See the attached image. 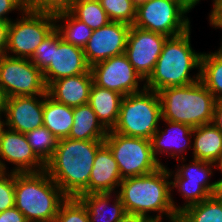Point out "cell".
<instances>
[{
	"instance_id": "obj_12",
	"label": "cell",
	"mask_w": 222,
	"mask_h": 222,
	"mask_svg": "<svg viewBox=\"0 0 222 222\" xmlns=\"http://www.w3.org/2000/svg\"><path fill=\"white\" fill-rule=\"evenodd\" d=\"M93 83L127 96L143 90L139 83L144 81L135 71L125 54L113 56L91 66Z\"/></svg>"
},
{
	"instance_id": "obj_1",
	"label": "cell",
	"mask_w": 222,
	"mask_h": 222,
	"mask_svg": "<svg viewBox=\"0 0 222 222\" xmlns=\"http://www.w3.org/2000/svg\"><path fill=\"white\" fill-rule=\"evenodd\" d=\"M104 141L74 140L58 141L45 171L67 197H78L89 185V178L97 150Z\"/></svg>"
},
{
	"instance_id": "obj_2",
	"label": "cell",
	"mask_w": 222,
	"mask_h": 222,
	"mask_svg": "<svg viewBox=\"0 0 222 222\" xmlns=\"http://www.w3.org/2000/svg\"><path fill=\"white\" fill-rule=\"evenodd\" d=\"M171 173L173 172L166 166H161L150 174L122 179L117 192L126 213L142 215L149 219L163 220V214L169 219L179 218L178 207L175 206L171 195V181L168 180ZM150 211H157L158 214L150 216Z\"/></svg>"
},
{
	"instance_id": "obj_8",
	"label": "cell",
	"mask_w": 222,
	"mask_h": 222,
	"mask_svg": "<svg viewBox=\"0 0 222 222\" xmlns=\"http://www.w3.org/2000/svg\"><path fill=\"white\" fill-rule=\"evenodd\" d=\"M188 12L179 0H148L137 6L133 26L167 37L178 36L191 29L185 16Z\"/></svg>"
},
{
	"instance_id": "obj_23",
	"label": "cell",
	"mask_w": 222,
	"mask_h": 222,
	"mask_svg": "<svg viewBox=\"0 0 222 222\" xmlns=\"http://www.w3.org/2000/svg\"><path fill=\"white\" fill-rule=\"evenodd\" d=\"M74 123L73 107L44 95L43 125L58 139L68 138Z\"/></svg>"
},
{
	"instance_id": "obj_39",
	"label": "cell",
	"mask_w": 222,
	"mask_h": 222,
	"mask_svg": "<svg viewBox=\"0 0 222 222\" xmlns=\"http://www.w3.org/2000/svg\"><path fill=\"white\" fill-rule=\"evenodd\" d=\"M211 123L222 132V100H216Z\"/></svg>"
},
{
	"instance_id": "obj_9",
	"label": "cell",
	"mask_w": 222,
	"mask_h": 222,
	"mask_svg": "<svg viewBox=\"0 0 222 222\" xmlns=\"http://www.w3.org/2000/svg\"><path fill=\"white\" fill-rule=\"evenodd\" d=\"M0 88L5 98L38 96L47 93L42 72L30 59L4 54L0 56Z\"/></svg>"
},
{
	"instance_id": "obj_44",
	"label": "cell",
	"mask_w": 222,
	"mask_h": 222,
	"mask_svg": "<svg viewBox=\"0 0 222 222\" xmlns=\"http://www.w3.org/2000/svg\"><path fill=\"white\" fill-rule=\"evenodd\" d=\"M216 195L222 200V178L217 181Z\"/></svg>"
},
{
	"instance_id": "obj_34",
	"label": "cell",
	"mask_w": 222,
	"mask_h": 222,
	"mask_svg": "<svg viewBox=\"0 0 222 222\" xmlns=\"http://www.w3.org/2000/svg\"><path fill=\"white\" fill-rule=\"evenodd\" d=\"M15 207V173L0 171V212Z\"/></svg>"
},
{
	"instance_id": "obj_5",
	"label": "cell",
	"mask_w": 222,
	"mask_h": 222,
	"mask_svg": "<svg viewBox=\"0 0 222 222\" xmlns=\"http://www.w3.org/2000/svg\"><path fill=\"white\" fill-rule=\"evenodd\" d=\"M158 94L162 119L192 128L211 123L216 99L200 80L185 86L168 87Z\"/></svg>"
},
{
	"instance_id": "obj_11",
	"label": "cell",
	"mask_w": 222,
	"mask_h": 222,
	"mask_svg": "<svg viewBox=\"0 0 222 222\" xmlns=\"http://www.w3.org/2000/svg\"><path fill=\"white\" fill-rule=\"evenodd\" d=\"M192 160L193 162L188 165L178 166L174 180H171V189L177 188L186 200L184 206H178V214L183 209L215 195L217 191V181L212 183L208 181L217 164L197 159Z\"/></svg>"
},
{
	"instance_id": "obj_22",
	"label": "cell",
	"mask_w": 222,
	"mask_h": 222,
	"mask_svg": "<svg viewBox=\"0 0 222 222\" xmlns=\"http://www.w3.org/2000/svg\"><path fill=\"white\" fill-rule=\"evenodd\" d=\"M193 159L217 163L222 155V132L212 123L193 128Z\"/></svg>"
},
{
	"instance_id": "obj_26",
	"label": "cell",
	"mask_w": 222,
	"mask_h": 222,
	"mask_svg": "<svg viewBox=\"0 0 222 222\" xmlns=\"http://www.w3.org/2000/svg\"><path fill=\"white\" fill-rule=\"evenodd\" d=\"M199 72L202 84L216 100H222V52L202 53Z\"/></svg>"
},
{
	"instance_id": "obj_7",
	"label": "cell",
	"mask_w": 222,
	"mask_h": 222,
	"mask_svg": "<svg viewBox=\"0 0 222 222\" xmlns=\"http://www.w3.org/2000/svg\"><path fill=\"white\" fill-rule=\"evenodd\" d=\"M104 143L111 150L122 179L150 174L161 167L153 156L149 139L109 130Z\"/></svg>"
},
{
	"instance_id": "obj_15",
	"label": "cell",
	"mask_w": 222,
	"mask_h": 222,
	"mask_svg": "<svg viewBox=\"0 0 222 222\" xmlns=\"http://www.w3.org/2000/svg\"><path fill=\"white\" fill-rule=\"evenodd\" d=\"M15 165L14 173L40 172L45 170V164L36 156L29 145L25 134L11 129L0 130V171H7L3 161Z\"/></svg>"
},
{
	"instance_id": "obj_24",
	"label": "cell",
	"mask_w": 222,
	"mask_h": 222,
	"mask_svg": "<svg viewBox=\"0 0 222 222\" xmlns=\"http://www.w3.org/2000/svg\"><path fill=\"white\" fill-rule=\"evenodd\" d=\"M115 195L116 199H114L112 210L106 216L105 209L111 202L109 200H111L112 193H90L79 195L77 198L85 205L89 222H118L126 214V211L118 193Z\"/></svg>"
},
{
	"instance_id": "obj_46",
	"label": "cell",
	"mask_w": 222,
	"mask_h": 222,
	"mask_svg": "<svg viewBox=\"0 0 222 222\" xmlns=\"http://www.w3.org/2000/svg\"><path fill=\"white\" fill-rule=\"evenodd\" d=\"M170 222H180L179 218H170ZM148 222H162L161 219H150Z\"/></svg>"
},
{
	"instance_id": "obj_17",
	"label": "cell",
	"mask_w": 222,
	"mask_h": 222,
	"mask_svg": "<svg viewBox=\"0 0 222 222\" xmlns=\"http://www.w3.org/2000/svg\"><path fill=\"white\" fill-rule=\"evenodd\" d=\"M43 106L44 95L5 98L4 126L23 134L43 126Z\"/></svg>"
},
{
	"instance_id": "obj_6",
	"label": "cell",
	"mask_w": 222,
	"mask_h": 222,
	"mask_svg": "<svg viewBox=\"0 0 222 222\" xmlns=\"http://www.w3.org/2000/svg\"><path fill=\"white\" fill-rule=\"evenodd\" d=\"M160 119L162 112L159 94L143 85V90L124 96L117 122L111 131L150 140L159 128Z\"/></svg>"
},
{
	"instance_id": "obj_41",
	"label": "cell",
	"mask_w": 222,
	"mask_h": 222,
	"mask_svg": "<svg viewBox=\"0 0 222 222\" xmlns=\"http://www.w3.org/2000/svg\"><path fill=\"white\" fill-rule=\"evenodd\" d=\"M150 219L132 213H126L118 222H148Z\"/></svg>"
},
{
	"instance_id": "obj_40",
	"label": "cell",
	"mask_w": 222,
	"mask_h": 222,
	"mask_svg": "<svg viewBox=\"0 0 222 222\" xmlns=\"http://www.w3.org/2000/svg\"><path fill=\"white\" fill-rule=\"evenodd\" d=\"M210 25H213L214 28H221L222 29V13L220 11L210 13L209 14ZM219 50L222 52V44Z\"/></svg>"
},
{
	"instance_id": "obj_35",
	"label": "cell",
	"mask_w": 222,
	"mask_h": 222,
	"mask_svg": "<svg viewBox=\"0 0 222 222\" xmlns=\"http://www.w3.org/2000/svg\"><path fill=\"white\" fill-rule=\"evenodd\" d=\"M52 55H53V30L37 47L30 60L41 72H43L52 62Z\"/></svg>"
},
{
	"instance_id": "obj_29",
	"label": "cell",
	"mask_w": 222,
	"mask_h": 222,
	"mask_svg": "<svg viewBox=\"0 0 222 222\" xmlns=\"http://www.w3.org/2000/svg\"><path fill=\"white\" fill-rule=\"evenodd\" d=\"M70 13L92 30H97L111 22L98 0L78 1L72 5Z\"/></svg>"
},
{
	"instance_id": "obj_10",
	"label": "cell",
	"mask_w": 222,
	"mask_h": 222,
	"mask_svg": "<svg viewBox=\"0 0 222 222\" xmlns=\"http://www.w3.org/2000/svg\"><path fill=\"white\" fill-rule=\"evenodd\" d=\"M18 21H11L8 31L6 54L13 53L14 57L30 59L37 47L55 28L53 15L22 11Z\"/></svg>"
},
{
	"instance_id": "obj_13",
	"label": "cell",
	"mask_w": 222,
	"mask_h": 222,
	"mask_svg": "<svg viewBox=\"0 0 222 222\" xmlns=\"http://www.w3.org/2000/svg\"><path fill=\"white\" fill-rule=\"evenodd\" d=\"M167 38L131 25L124 54L143 80L152 74Z\"/></svg>"
},
{
	"instance_id": "obj_37",
	"label": "cell",
	"mask_w": 222,
	"mask_h": 222,
	"mask_svg": "<svg viewBox=\"0 0 222 222\" xmlns=\"http://www.w3.org/2000/svg\"><path fill=\"white\" fill-rule=\"evenodd\" d=\"M0 222H28V220L16 207H13L0 212Z\"/></svg>"
},
{
	"instance_id": "obj_36",
	"label": "cell",
	"mask_w": 222,
	"mask_h": 222,
	"mask_svg": "<svg viewBox=\"0 0 222 222\" xmlns=\"http://www.w3.org/2000/svg\"><path fill=\"white\" fill-rule=\"evenodd\" d=\"M14 10H20V13L25 10L23 0H0V21L11 22L12 20L5 15Z\"/></svg>"
},
{
	"instance_id": "obj_31",
	"label": "cell",
	"mask_w": 222,
	"mask_h": 222,
	"mask_svg": "<svg viewBox=\"0 0 222 222\" xmlns=\"http://www.w3.org/2000/svg\"><path fill=\"white\" fill-rule=\"evenodd\" d=\"M109 19L133 25L136 19L137 6L132 0H98Z\"/></svg>"
},
{
	"instance_id": "obj_3",
	"label": "cell",
	"mask_w": 222,
	"mask_h": 222,
	"mask_svg": "<svg viewBox=\"0 0 222 222\" xmlns=\"http://www.w3.org/2000/svg\"><path fill=\"white\" fill-rule=\"evenodd\" d=\"M190 29L181 35L168 37L163 45L145 88L159 92L168 87L185 86L200 80V72L191 78L190 70L200 69L202 53L191 48Z\"/></svg>"
},
{
	"instance_id": "obj_27",
	"label": "cell",
	"mask_w": 222,
	"mask_h": 222,
	"mask_svg": "<svg viewBox=\"0 0 222 222\" xmlns=\"http://www.w3.org/2000/svg\"><path fill=\"white\" fill-rule=\"evenodd\" d=\"M55 22L66 21L64 25L55 24V29L59 32L62 40L76 47L84 49L92 36L93 30L85 23L75 18L70 12H65L54 16Z\"/></svg>"
},
{
	"instance_id": "obj_43",
	"label": "cell",
	"mask_w": 222,
	"mask_h": 222,
	"mask_svg": "<svg viewBox=\"0 0 222 222\" xmlns=\"http://www.w3.org/2000/svg\"><path fill=\"white\" fill-rule=\"evenodd\" d=\"M213 10L211 13L217 12L220 10V7L222 6V0H213Z\"/></svg>"
},
{
	"instance_id": "obj_4",
	"label": "cell",
	"mask_w": 222,
	"mask_h": 222,
	"mask_svg": "<svg viewBox=\"0 0 222 222\" xmlns=\"http://www.w3.org/2000/svg\"><path fill=\"white\" fill-rule=\"evenodd\" d=\"M67 198L45 170L15 173V207L28 222H54Z\"/></svg>"
},
{
	"instance_id": "obj_30",
	"label": "cell",
	"mask_w": 222,
	"mask_h": 222,
	"mask_svg": "<svg viewBox=\"0 0 222 222\" xmlns=\"http://www.w3.org/2000/svg\"><path fill=\"white\" fill-rule=\"evenodd\" d=\"M36 156L46 164L56 150L58 139L43 125L25 133Z\"/></svg>"
},
{
	"instance_id": "obj_19",
	"label": "cell",
	"mask_w": 222,
	"mask_h": 222,
	"mask_svg": "<svg viewBox=\"0 0 222 222\" xmlns=\"http://www.w3.org/2000/svg\"><path fill=\"white\" fill-rule=\"evenodd\" d=\"M161 120L166 122L167 127L169 128L168 129L166 128L164 131L159 130L158 128V130L151 137L150 142L154 158L161 166L164 165L157 158L158 152L159 154L166 152V154L168 153L169 155H171V157L176 158L177 161H179L181 157V159L184 161L185 158L182 152L186 150L187 144L190 145L188 146V149L192 147L191 146L192 141L190 137H192L193 135V128L187 124L171 122L164 119ZM168 151L171 152L169 153Z\"/></svg>"
},
{
	"instance_id": "obj_20",
	"label": "cell",
	"mask_w": 222,
	"mask_h": 222,
	"mask_svg": "<svg viewBox=\"0 0 222 222\" xmlns=\"http://www.w3.org/2000/svg\"><path fill=\"white\" fill-rule=\"evenodd\" d=\"M92 84V73L86 72L53 81L47 87V94L59 103L77 107L89 103Z\"/></svg>"
},
{
	"instance_id": "obj_33",
	"label": "cell",
	"mask_w": 222,
	"mask_h": 222,
	"mask_svg": "<svg viewBox=\"0 0 222 222\" xmlns=\"http://www.w3.org/2000/svg\"><path fill=\"white\" fill-rule=\"evenodd\" d=\"M26 10L56 16L70 12L72 4L70 0H23Z\"/></svg>"
},
{
	"instance_id": "obj_49",
	"label": "cell",
	"mask_w": 222,
	"mask_h": 222,
	"mask_svg": "<svg viewBox=\"0 0 222 222\" xmlns=\"http://www.w3.org/2000/svg\"><path fill=\"white\" fill-rule=\"evenodd\" d=\"M2 114H3V113H0V130H1V128L4 126V120H3V121L1 120Z\"/></svg>"
},
{
	"instance_id": "obj_50",
	"label": "cell",
	"mask_w": 222,
	"mask_h": 222,
	"mask_svg": "<svg viewBox=\"0 0 222 222\" xmlns=\"http://www.w3.org/2000/svg\"><path fill=\"white\" fill-rule=\"evenodd\" d=\"M189 11L191 10L182 0H179Z\"/></svg>"
},
{
	"instance_id": "obj_25",
	"label": "cell",
	"mask_w": 222,
	"mask_h": 222,
	"mask_svg": "<svg viewBox=\"0 0 222 222\" xmlns=\"http://www.w3.org/2000/svg\"><path fill=\"white\" fill-rule=\"evenodd\" d=\"M74 123L68 138L74 140L104 141L107 130L98 121L89 104L73 107Z\"/></svg>"
},
{
	"instance_id": "obj_48",
	"label": "cell",
	"mask_w": 222,
	"mask_h": 222,
	"mask_svg": "<svg viewBox=\"0 0 222 222\" xmlns=\"http://www.w3.org/2000/svg\"><path fill=\"white\" fill-rule=\"evenodd\" d=\"M132 1H133V3H134L136 6H138V5L144 3V2H146V1H148V0H132Z\"/></svg>"
},
{
	"instance_id": "obj_16",
	"label": "cell",
	"mask_w": 222,
	"mask_h": 222,
	"mask_svg": "<svg viewBox=\"0 0 222 222\" xmlns=\"http://www.w3.org/2000/svg\"><path fill=\"white\" fill-rule=\"evenodd\" d=\"M130 25L111 21L105 26L93 30L84 48V55L90 66L111 58L124 54L127 44V36Z\"/></svg>"
},
{
	"instance_id": "obj_14",
	"label": "cell",
	"mask_w": 222,
	"mask_h": 222,
	"mask_svg": "<svg viewBox=\"0 0 222 222\" xmlns=\"http://www.w3.org/2000/svg\"><path fill=\"white\" fill-rule=\"evenodd\" d=\"M90 69L91 66L86 60L84 49L64 42L54 28L52 62L42 72L46 86L48 87L53 81L60 78L91 72Z\"/></svg>"
},
{
	"instance_id": "obj_21",
	"label": "cell",
	"mask_w": 222,
	"mask_h": 222,
	"mask_svg": "<svg viewBox=\"0 0 222 222\" xmlns=\"http://www.w3.org/2000/svg\"><path fill=\"white\" fill-rule=\"evenodd\" d=\"M123 98L120 93L92 84L88 104L107 131L112 130L117 122Z\"/></svg>"
},
{
	"instance_id": "obj_47",
	"label": "cell",
	"mask_w": 222,
	"mask_h": 222,
	"mask_svg": "<svg viewBox=\"0 0 222 222\" xmlns=\"http://www.w3.org/2000/svg\"><path fill=\"white\" fill-rule=\"evenodd\" d=\"M216 164H218V165H216V168H219L222 173V155H221L220 160Z\"/></svg>"
},
{
	"instance_id": "obj_18",
	"label": "cell",
	"mask_w": 222,
	"mask_h": 222,
	"mask_svg": "<svg viewBox=\"0 0 222 222\" xmlns=\"http://www.w3.org/2000/svg\"><path fill=\"white\" fill-rule=\"evenodd\" d=\"M122 181L118 164L113 157L109 147L104 143L98 150L94 158L91 170L89 185L80 194L90 193H116Z\"/></svg>"
},
{
	"instance_id": "obj_32",
	"label": "cell",
	"mask_w": 222,
	"mask_h": 222,
	"mask_svg": "<svg viewBox=\"0 0 222 222\" xmlns=\"http://www.w3.org/2000/svg\"><path fill=\"white\" fill-rule=\"evenodd\" d=\"M54 222H89L85 205L76 197H68L60 206Z\"/></svg>"
},
{
	"instance_id": "obj_38",
	"label": "cell",
	"mask_w": 222,
	"mask_h": 222,
	"mask_svg": "<svg viewBox=\"0 0 222 222\" xmlns=\"http://www.w3.org/2000/svg\"><path fill=\"white\" fill-rule=\"evenodd\" d=\"M10 22L0 21V56L6 54Z\"/></svg>"
},
{
	"instance_id": "obj_51",
	"label": "cell",
	"mask_w": 222,
	"mask_h": 222,
	"mask_svg": "<svg viewBox=\"0 0 222 222\" xmlns=\"http://www.w3.org/2000/svg\"><path fill=\"white\" fill-rule=\"evenodd\" d=\"M81 1V0H70L71 4L73 5L74 3Z\"/></svg>"
},
{
	"instance_id": "obj_42",
	"label": "cell",
	"mask_w": 222,
	"mask_h": 222,
	"mask_svg": "<svg viewBox=\"0 0 222 222\" xmlns=\"http://www.w3.org/2000/svg\"><path fill=\"white\" fill-rule=\"evenodd\" d=\"M5 96L0 88V113H4Z\"/></svg>"
},
{
	"instance_id": "obj_45",
	"label": "cell",
	"mask_w": 222,
	"mask_h": 222,
	"mask_svg": "<svg viewBox=\"0 0 222 222\" xmlns=\"http://www.w3.org/2000/svg\"><path fill=\"white\" fill-rule=\"evenodd\" d=\"M190 9L194 8L200 0H182Z\"/></svg>"
},
{
	"instance_id": "obj_28",
	"label": "cell",
	"mask_w": 222,
	"mask_h": 222,
	"mask_svg": "<svg viewBox=\"0 0 222 222\" xmlns=\"http://www.w3.org/2000/svg\"><path fill=\"white\" fill-rule=\"evenodd\" d=\"M180 222H222V200L215 194L178 214Z\"/></svg>"
}]
</instances>
